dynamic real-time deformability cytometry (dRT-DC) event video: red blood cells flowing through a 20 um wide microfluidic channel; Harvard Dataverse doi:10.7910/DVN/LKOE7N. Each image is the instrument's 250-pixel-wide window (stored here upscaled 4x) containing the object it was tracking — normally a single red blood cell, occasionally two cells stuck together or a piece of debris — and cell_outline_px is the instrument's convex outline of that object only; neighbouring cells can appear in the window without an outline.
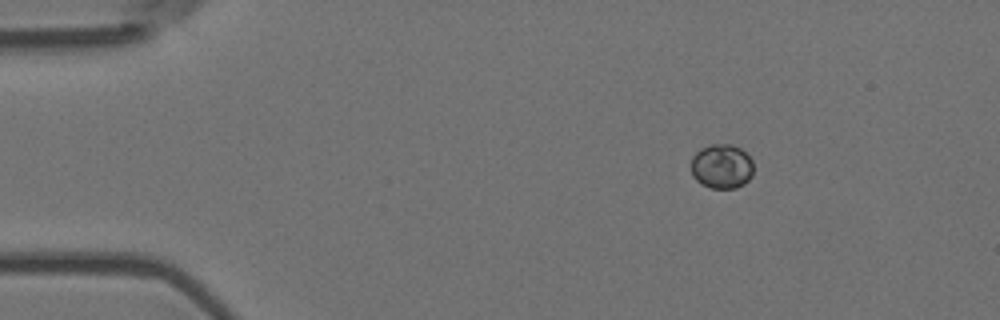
{"species": "Egyptian fruit bat (a non-hibernating species)", "species_latin": "Rousettus aegyptiacus", "temperature_condition": "room temperature", "stored_images_in_passage": 4, "camera_frame_rate_fps": 3000, "um_per_image_px": 0.085, "animal": {"sex": "female"}, "frame": {"image": 1, "passage_image": 1, "time_ms": 0.0, "image_size_px": [1000, 320], "cell_outline_px": [[752, 176], [744, 184], [736, 188], [712, 188], [700, 184], [692, 176], [692, 156], [700, 148], [712, 144], [732, 144], [740, 148], [752, 160]], "centroid_in_image_um": [61.33, 14.14], "position_along_channel_um": 23.7, "area_um2": 16.24}}
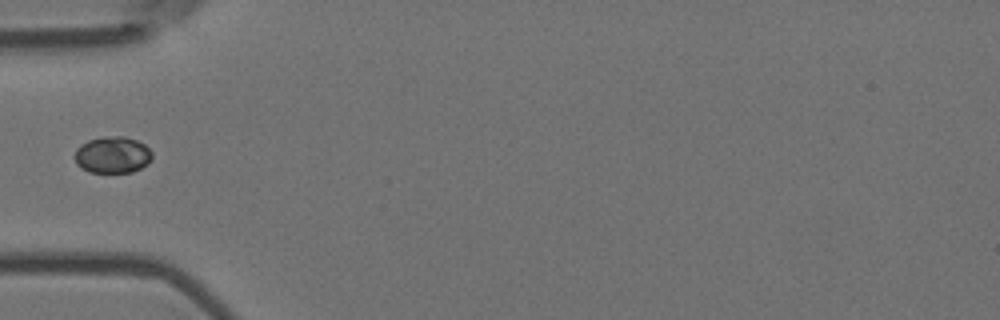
{"frame": {"image": 2, "passage_image": 4, "time_ms": 1.0, "image_size_px": [1000, 320], "cell_outline_px": [[152, 160], [148, 164], [132, 172], [88, 172], [80, 168], [76, 164], [76, 148], [80, 144], [88, 140], [104, 136], [124, 136], [136, 140], [144, 144], [152, 152]], "centroid_in_image_um": [9.57, 13.16], "position_along_channel_um": 75.4, "area_um2": 16.65}}